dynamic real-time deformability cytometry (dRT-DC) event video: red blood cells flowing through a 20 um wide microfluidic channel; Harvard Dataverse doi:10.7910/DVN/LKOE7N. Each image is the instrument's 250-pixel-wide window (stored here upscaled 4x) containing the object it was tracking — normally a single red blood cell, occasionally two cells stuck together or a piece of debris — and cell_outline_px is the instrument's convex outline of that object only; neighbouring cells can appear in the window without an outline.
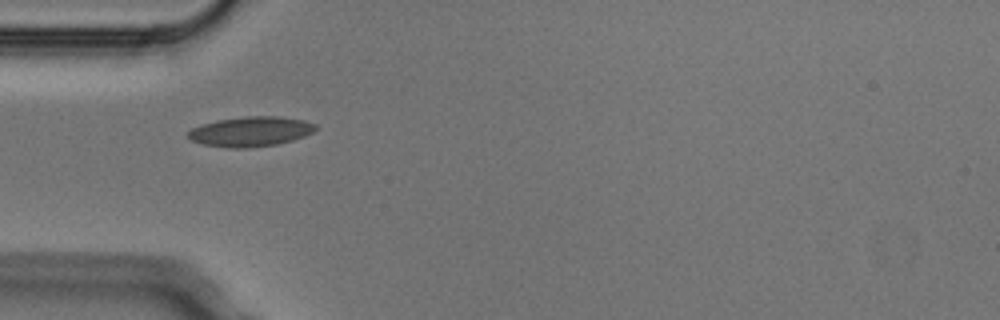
{"species": "Egyptian fruit bat (a non-hibernating species)", "species_latin": "Rousettus aegyptiacus", "temperature_condition": "cold", "stored_images_in_passage": 2, "camera_frame_rate_fps": 3000, "um_per_image_px": 0.085, "animal": {"sex": "male"}, "frame": {"image": 1, "passage_image": 1, "time_ms": 0.0, "image_size_px": [1000, 320], "cell_outline_px": [[316, 128], [312, 132], [304, 136], [292, 140], [276, 144], [248, 148], [228, 148], [204, 144], [192, 140], [188, 136], [188, 132], [192, 128], [200, 124], [216, 120], [244, 116], [280, 116], [304, 120], [316, 124]], "centroid_in_image_um": [21.29, 11.17], "position_along_channel_um": 63.7, "area_um2": 22.2}}
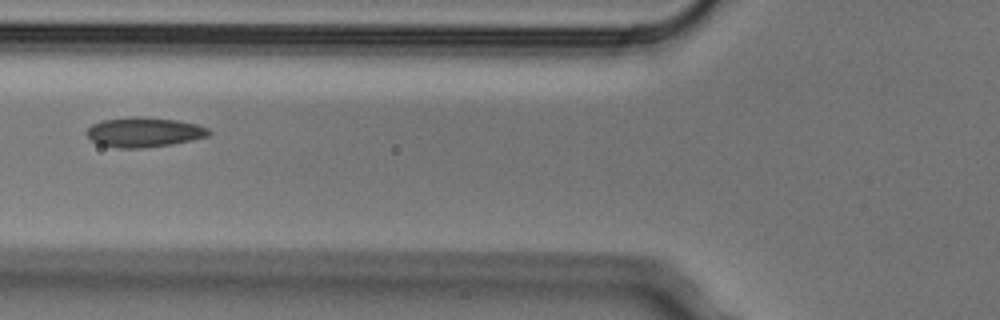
{"frame": {"image": 2, "passage_image": 2, "time_ms": 0.333, "image_size_px": [1000, 320], "cell_outline_px": [[212, 132], [208, 136], [172, 144], [144, 148], [120, 148], [100, 144], [92, 140], [88, 136], [88, 128], [92, 124], [104, 120], [128, 116], [140, 116], [176, 120], [196, 124], [208, 128]], "centroid_in_image_um": [12.26, 11.22], "position_along_channel_um": 113.5, "area_um2": 21.04}}